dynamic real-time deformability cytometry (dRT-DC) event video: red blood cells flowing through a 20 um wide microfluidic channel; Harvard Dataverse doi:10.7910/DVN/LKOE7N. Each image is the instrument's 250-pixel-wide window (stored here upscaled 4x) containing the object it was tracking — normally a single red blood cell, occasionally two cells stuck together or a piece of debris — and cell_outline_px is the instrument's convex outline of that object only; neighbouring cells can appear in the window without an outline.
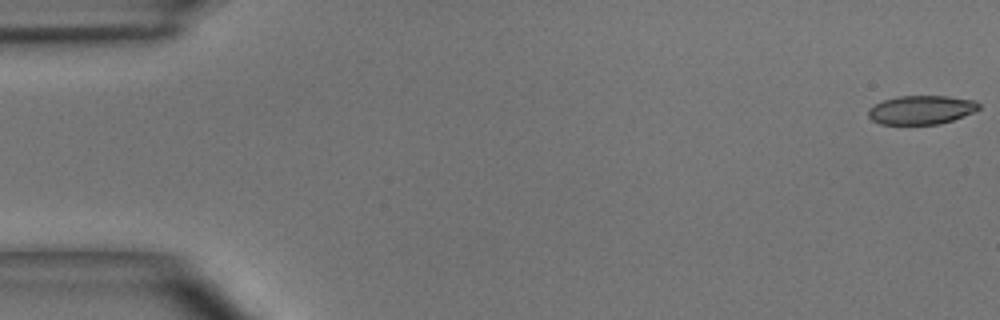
{"species": "common noctule bat (a hibernating species)", "species_latin": "Nyctalus noctula", "temperature_condition": "room temperature", "stored_images_in_passage": 7, "camera_frame_rate_fps": 3000, "um_per_image_px": 0.085, "animal": {"sex": "male", "body_mass_g": 15.6}, "frame": {"image": 1, "passage_image": 1, "time_ms": 0.0, "image_size_px": [1000, 320], "cell_outline_px": [[980, 108], [964, 116], [940, 124], [880, 124], [872, 120], [868, 116], [868, 108], [884, 100], [896, 96], [944, 96], [976, 100], [980, 104]], "centroid_in_image_um": [78.3, 9.34], "position_along_channel_um": 6.7, "area_um2": 18.55}}